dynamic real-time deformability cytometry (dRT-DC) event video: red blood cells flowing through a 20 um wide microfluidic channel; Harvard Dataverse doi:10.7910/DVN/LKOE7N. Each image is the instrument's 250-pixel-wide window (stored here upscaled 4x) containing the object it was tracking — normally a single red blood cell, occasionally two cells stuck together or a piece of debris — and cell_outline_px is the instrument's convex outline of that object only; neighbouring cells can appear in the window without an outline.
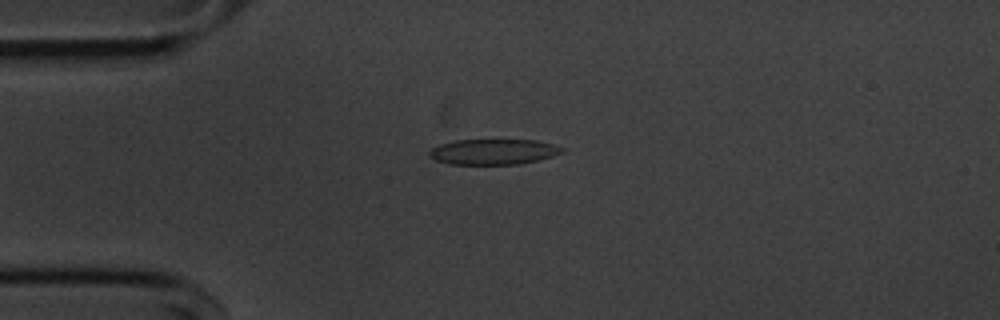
{"species": "common noctule bat (a hibernating species)", "species_latin": "Nyctalus noctula", "temperature_condition": "cold", "stored_images_in_passage": 54, "camera_frame_rate_fps": 3000, "um_per_image_px": 0.085, "animal": {"sex": "male", "body_mass_g": 20.1, "forearm_length_mm": 53.5}, "frame": {"image": 1, "passage_image": 13, "time_ms": 4.0, "image_size_px": [1000, 320], "cell_outline_px": [[564, 152], [540, 160], [520, 164], [452, 164], [436, 160], [428, 156], [428, 152], [432, 148], [440, 144], [456, 140], [536, 140], [552, 144], [564, 148]], "centroid_in_image_um": [41.95, 12.9], "position_along_channel_um": 43.1, "area_um2": 19.71}}
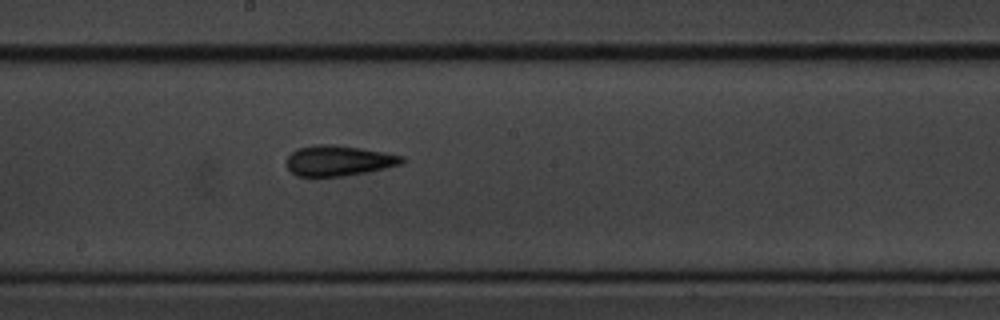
{"frame": {"image": 2, "passage_image": 29, "time_ms": 9.333, "image_size_px": [1000, 320], "cell_outline_px": [[404, 160], [400, 164], [368, 172], [344, 176], [296, 176], [284, 164], [284, 160], [296, 148], [316, 144], [336, 144], [360, 148], [404, 156]], "centroid_in_image_um": [28.71, 13.65], "position_along_channel_um": 219.5, "area_um2": 20.58}}
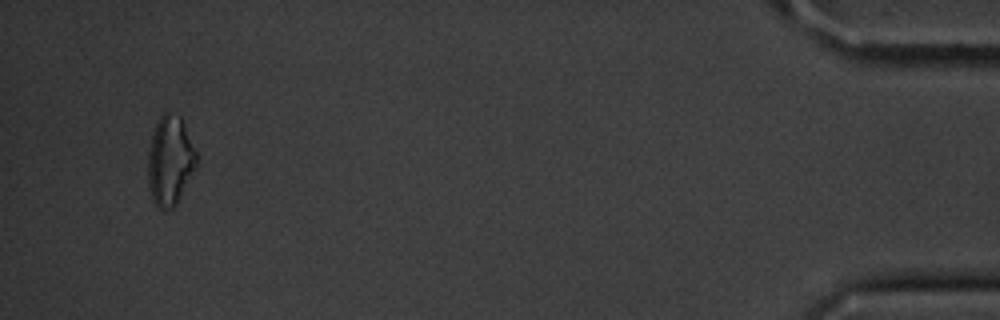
{"frame": {"image": 3, "passage_image": 52, "time_ms": 17.0, "image_size_px": [1000, 320], "cell_outline_px": [[200, 164], [176, 204], [172, 208], [156, 208], [152, 200], [148, 184], [148, 152], [152, 132], [160, 116], [164, 112], [168, 112], [180, 116], [184, 124], [196, 152]], "centroid_in_image_um": [14.47, 13.67], "position_along_channel_um": 420.7, "area_um2": 25.66}, "authors_computed_cell_mechanics": {"area_um2": 20.1433, "velocity_mm_per_s": 3.6478, "shape_relaxation_time_tau1_ms": 8.7928, "shape_relaxation_time_tau2_ms": 5.5001, "deformation_change_tau1": 0.1412, "deformation_change_tau2": 0.16}}